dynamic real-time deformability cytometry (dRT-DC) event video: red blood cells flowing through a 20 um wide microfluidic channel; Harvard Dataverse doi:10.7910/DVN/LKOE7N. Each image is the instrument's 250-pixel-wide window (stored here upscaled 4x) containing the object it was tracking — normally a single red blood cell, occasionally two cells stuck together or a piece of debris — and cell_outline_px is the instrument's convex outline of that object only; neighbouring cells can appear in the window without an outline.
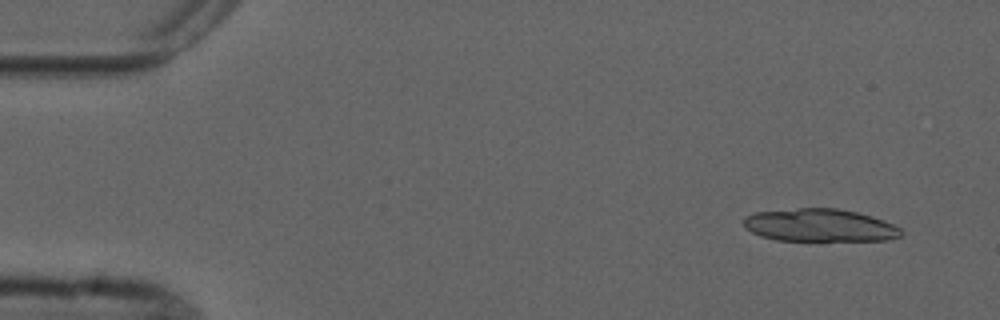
{"species": "common noctule bat (a hibernating species)", "species_latin": "Nyctalus noctula", "temperature_condition": "cold", "stored_images_in_passage": 5, "camera_frame_rate_fps": 3000, "um_per_image_px": 0.085, "animal": {"sex": "male", "forearm_length_mm": 52.5}, "frame": {"image": 1, "passage_image": 1, "time_ms": 0.0, "image_size_px": [1000, 320], "cell_outline_px": [[904, 232], [900, 236], [888, 240], [776, 240], [760, 236], [752, 232], [744, 224], [744, 216], [756, 212], [800, 208], [840, 208], [872, 216], [884, 220], [900, 228]], "centroid_in_image_um": [69.7, 19.14], "position_along_channel_um": 15.3, "area_um2": 29.94}}
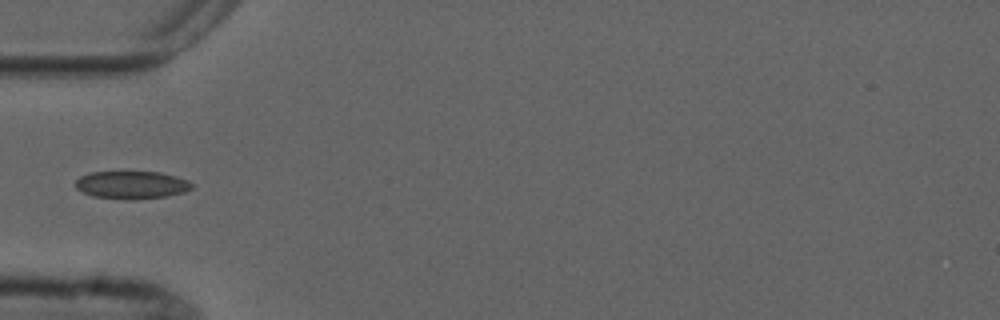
{"frame": {"image": 2, "passage_image": 5, "time_ms": 4.667, "image_size_px": [1000, 320], "cell_outline_px": [[192, 188], [184, 192], [168, 196], [132, 200], [92, 196], [76, 188], [76, 180], [80, 176], [88, 172], [160, 172], [176, 176], [188, 180], [192, 184]], "centroid_in_image_um": [11.2, 15.72], "position_along_channel_um": 73.8, "area_um2": 18.84}}